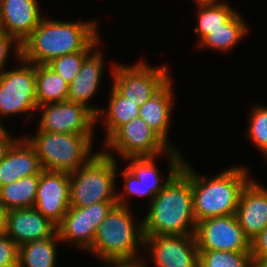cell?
<instances>
[{"label":"cell","instance_id":"obj_20","mask_svg":"<svg viewBox=\"0 0 267 267\" xmlns=\"http://www.w3.org/2000/svg\"><path fill=\"white\" fill-rule=\"evenodd\" d=\"M98 51L89 55L82 63L79 73L68 85V101L81 103L95 114L100 109L89 106L88 100L97 92L103 71V55Z\"/></svg>","mask_w":267,"mask_h":267},{"label":"cell","instance_id":"obj_5","mask_svg":"<svg viewBox=\"0 0 267 267\" xmlns=\"http://www.w3.org/2000/svg\"><path fill=\"white\" fill-rule=\"evenodd\" d=\"M117 164L104 150L95 153L70 176V207H87L100 202H117L114 183ZM76 177V178H75Z\"/></svg>","mask_w":267,"mask_h":267},{"label":"cell","instance_id":"obj_27","mask_svg":"<svg viewBox=\"0 0 267 267\" xmlns=\"http://www.w3.org/2000/svg\"><path fill=\"white\" fill-rule=\"evenodd\" d=\"M198 26L194 28L195 33L199 36L200 41L211 31L222 27L237 12L223 1L215 5L199 6Z\"/></svg>","mask_w":267,"mask_h":267},{"label":"cell","instance_id":"obj_29","mask_svg":"<svg viewBox=\"0 0 267 267\" xmlns=\"http://www.w3.org/2000/svg\"><path fill=\"white\" fill-rule=\"evenodd\" d=\"M99 42L100 39L97 36L83 51L55 58L47 65L69 84L79 73L83 61L91 54L94 47L96 49Z\"/></svg>","mask_w":267,"mask_h":267},{"label":"cell","instance_id":"obj_1","mask_svg":"<svg viewBox=\"0 0 267 267\" xmlns=\"http://www.w3.org/2000/svg\"><path fill=\"white\" fill-rule=\"evenodd\" d=\"M190 167L183 162L181 169L150 201L149 212L142 222L143 235H195Z\"/></svg>","mask_w":267,"mask_h":267},{"label":"cell","instance_id":"obj_25","mask_svg":"<svg viewBox=\"0 0 267 267\" xmlns=\"http://www.w3.org/2000/svg\"><path fill=\"white\" fill-rule=\"evenodd\" d=\"M57 241H61L58 232L45 240L20 245L18 267H55Z\"/></svg>","mask_w":267,"mask_h":267},{"label":"cell","instance_id":"obj_34","mask_svg":"<svg viewBox=\"0 0 267 267\" xmlns=\"http://www.w3.org/2000/svg\"><path fill=\"white\" fill-rule=\"evenodd\" d=\"M16 140H12L11 136L7 133L6 129L2 125L0 127V161L5 156L8 149Z\"/></svg>","mask_w":267,"mask_h":267},{"label":"cell","instance_id":"obj_37","mask_svg":"<svg viewBox=\"0 0 267 267\" xmlns=\"http://www.w3.org/2000/svg\"><path fill=\"white\" fill-rule=\"evenodd\" d=\"M251 267H267V256L252 257Z\"/></svg>","mask_w":267,"mask_h":267},{"label":"cell","instance_id":"obj_17","mask_svg":"<svg viewBox=\"0 0 267 267\" xmlns=\"http://www.w3.org/2000/svg\"><path fill=\"white\" fill-rule=\"evenodd\" d=\"M235 215L251 242L267 226V189L250 180L240 194Z\"/></svg>","mask_w":267,"mask_h":267},{"label":"cell","instance_id":"obj_35","mask_svg":"<svg viewBox=\"0 0 267 267\" xmlns=\"http://www.w3.org/2000/svg\"><path fill=\"white\" fill-rule=\"evenodd\" d=\"M110 264L112 267H145L143 262L139 260L135 261H104V264Z\"/></svg>","mask_w":267,"mask_h":267},{"label":"cell","instance_id":"obj_16","mask_svg":"<svg viewBox=\"0 0 267 267\" xmlns=\"http://www.w3.org/2000/svg\"><path fill=\"white\" fill-rule=\"evenodd\" d=\"M57 232V226L35 208L7 211L6 234L18 245L45 240Z\"/></svg>","mask_w":267,"mask_h":267},{"label":"cell","instance_id":"obj_4","mask_svg":"<svg viewBox=\"0 0 267 267\" xmlns=\"http://www.w3.org/2000/svg\"><path fill=\"white\" fill-rule=\"evenodd\" d=\"M117 194V204L98 226L91 251L103 261H135L144 247L143 226L134 225L125 196Z\"/></svg>","mask_w":267,"mask_h":267},{"label":"cell","instance_id":"obj_21","mask_svg":"<svg viewBox=\"0 0 267 267\" xmlns=\"http://www.w3.org/2000/svg\"><path fill=\"white\" fill-rule=\"evenodd\" d=\"M172 78L147 102L139 107V117L155 130L167 143L168 128L173 110Z\"/></svg>","mask_w":267,"mask_h":267},{"label":"cell","instance_id":"obj_28","mask_svg":"<svg viewBox=\"0 0 267 267\" xmlns=\"http://www.w3.org/2000/svg\"><path fill=\"white\" fill-rule=\"evenodd\" d=\"M251 252L199 250V267H251Z\"/></svg>","mask_w":267,"mask_h":267},{"label":"cell","instance_id":"obj_36","mask_svg":"<svg viewBox=\"0 0 267 267\" xmlns=\"http://www.w3.org/2000/svg\"><path fill=\"white\" fill-rule=\"evenodd\" d=\"M7 210L0 204V236L6 234Z\"/></svg>","mask_w":267,"mask_h":267},{"label":"cell","instance_id":"obj_22","mask_svg":"<svg viewBox=\"0 0 267 267\" xmlns=\"http://www.w3.org/2000/svg\"><path fill=\"white\" fill-rule=\"evenodd\" d=\"M40 174L20 178L0 187V204L11 209L34 208Z\"/></svg>","mask_w":267,"mask_h":267},{"label":"cell","instance_id":"obj_2","mask_svg":"<svg viewBox=\"0 0 267 267\" xmlns=\"http://www.w3.org/2000/svg\"><path fill=\"white\" fill-rule=\"evenodd\" d=\"M96 21L62 22L40 20L21 43V59L32 64H47L66 54L83 51L97 36Z\"/></svg>","mask_w":267,"mask_h":267},{"label":"cell","instance_id":"obj_15","mask_svg":"<svg viewBox=\"0 0 267 267\" xmlns=\"http://www.w3.org/2000/svg\"><path fill=\"white\" fill-rule=\"evenodd\" d=\"M70 176L66 172L40 174L34 208L58 226L70 208Z\"/></svg>","mask_w":267,"mask_h":267},{"label":"cell","instance_id":"obj_30","mask_svg":"<svg viewBox=\"0 0 267 267\" xmlns=\"http://www.w3.org/2000/svg\"><path fill=\"white\" fill-rule=\"evenodd\" d=\"M250 118L248 136L267 158V107H254Z\"/></svg>","mask_w":267,"mask_h":267},{"label":"cell","instance_id":"obj_6","mask_svg":"<svg viewBox=\"0 0 267 267\" xmlns=\"http://www.w3.org/2000/svg\"><path fill=\"white\" fill-rule=\"evenodd\" d=\"M24 137L34 148L45 171L71 173L94 154L92 135L38 131L36 137Z\"/></svg>","mask_w":267,"mask_h":267},{"label":"cell","instance_id":"obj_38","mask_svg":"<svg viewBox=\"0 0 267 267\" xmlns=\"http://www.w3.org/2000/svg\"><path fill=\"white\" fill-rule=\"evenodd\" d=\"M195 2H197L198 6H204V5H215L218 3H221V1H217V0H196Z\"/></svg>","mask_w":267,"mask_h":267},{"label":"cell","instance_id":"obj_24","mask_svg":"<svg viewBox=\"0 0 267 267\" xmlns=\"http://www.w3.org/2000/svg\"><path fill=\"white\" fill-rule=\"evenodd\" d=\"M110 104L106 112L100 109L96 120L102 115L106 119V140L121 126L139 117V103L122 96L114 87L110 90ZM106 112V113H105Z\"/></svg>","mask_w":267,"mask_h":267},{"label":"cell","instance_id":"obj_23","mask_svg":"<svg viewBox=\"0 0 267 267\" xmlns=\"http://www.w3.org/2000/svg\"><path fill=\"white\" fill-rule=\"evenodd\" d=\"M35 74L37 107L67 100L69 84L47 64L35 65Z\"/></svg>","mask_w":267,"mask_h":267},{"label":"cell","instance_id":"obj_13","mask_svg":"<svg viewBox=\"0 0 267 267\" xmlns=\"http://www.w3.org/2000/svg\"><path fill=\"white\" fill-rule=\"evenodd\" d=\"M117 202H100L87 207H70L57 226L61 241L91 249L98 226Z\"/></svg>","mask_w":267,"mask_h":267},{"label":"cell","instance_id":"obj_32","mask_svg":"<svg viewBox=\"0 0 267 267\" xmlns=\"http://www.w3.org/2000/svg\"><path fill=\"white\" fill-rule=\"evenodd\" d=\"M14 44L15 54L17 55L16 59L21 58V44L12 36L7 35L5 32L0 30V72L3 71L6 63L7 56L9 55V49L11 48V44Z\"/></svg>","mask_w":267,"mask_h":267},{"label":"cell","instance_id":"obj_33","mask_svg":"<svg viewBox=\"0 0 267 267\" xmlns=\"http://www.w3.org/2000/svg\"><path fill=\"white\" fill-rule=\"evenodd\" d=\"M252 257L267 256V226L251 241Z\"/></svg>","mask_w":267,"mask_h":267},{"label":"cell","instance_id":"obj_7","mask_svg":"<svg viewBox=\"0 0 267 267\" xmlns=\"http://www.w3.org/2000/svg\"><path fill=\"white\" fill-rule=\"evenodd\" d=\"M138 62L135 66L116 65L113 87L124 97L139 103V107L155 95L171 78L167 66L152 67ZM169 75V76H168Z\"/></svg>","mask_w":267,"mask_h":267},{"label":"cell","instance_id":"obj_3","mask_svg":"<svg viewBox=\"0 0 267 267\" xmlns=\"http://www.w3.org/2000/svg\"><path fill=\"white\" fill-rule=\"evenodd\" d=\"M246 167H233L205 179L190 167V183L196 222L236 214L240 194L251 180Z\"/></svg>","mask_w":267,"mask_h":267},{"label":"cell","instance_id":"obj_10","mask_svg":"<svg viewBox=\"0 0 267 267\" xmlns=\"http://www.w3.org/2000/svg\"><path fill=\"white\" fill-rule=\"evenodd\" d=\"M169 156V173L164 183H159L163 178L158 174L154 158L155 157H129V166L123 171L122 176L125 178V191L128 194L137 196H149L152 199L166 186L167 182L181 169L184 158L175 148L167 152Z\"/></svg>","mask_w":267,"mask_h":267},{"label":"cell","instance_id":"obj_9","mask_svg":"<svg viewBox=\"0 0 267 267\" xmlns=\"http://www.w3.org/2000/svg\"><path fill=\"white\" fill-rule=\"evenodd\" d=\"M19 61L25 63V66L0 72L1 117L38 110L35 64L29 63L28 65V62L23 61L21 58Z\"/></svg>","mask_w":267,"mask_h":267},{"label":"cell","instance_id":"obj_8","mask_svg":"<svg viewBox=\"0 0 267 267\" xmlns=\"http://www.w3.org/2000/svg\"><path fill=\"white\" fill-rule=\"evenodd\" d=\"M105 144L117 151L124 159L157 157L160 153H167L172 148V145L167 143L140 117L121 125L106 140Z\"/></svg>","mask_w":267,"mask_h":267},{"label":"cell","instance_id":"obj_31","mask_svg":"<svg viewBox=\"0 0 267 267\" xmlns=\"http://www.w3.org/2000/svg\"><path fill=\"white\" fill-rule=\"evenodd\" d=\"M19 246L7 235L0 236V267H18Z\"/></svg>","mask_w":267,"mask_h":267},{"label":"cell","instance_id":"obj_14","mask_svg":"<svg viewBox=\"0 0 267 267\" xmlns=\"http://www.w3.org/2000/svg\"><path fill=\"white\" fill-rule=\"evenodd\" d=\"M147 244L156 267H199L195 235L146 236L144 246Z\"/></svg>","mask_w":267,"mask_h":267},{"label":"cell","instance_id":"obj_18","mask_svg":"<svg viewBox=\"0 0 267 267\" xmlns=\"http://www.w3.org/2000/svg\"><path fill=\"white\" fill-rule=\"evenodd\" d=\"M39 10L36 0H0V30L21 44L43 18Z\"/></svg>","mask_w":267,"mask_h":267},{"label":"cell","instance_id":"obj_19","mask_svg":"<svg viewBox=\"0 0 267 267\" xmlns=\"http://www.w3.org/2000/svg\"><path fill=\"white\" fill-rule=\"evenodd\" d=\"M43 171L34 148L24 137L16 139L0 161V187Z\"/></svg>","mask_w":267,"mask_h":267},{"label":"cell","instance_id":"obj_12","mask_svg":"<svg viewBox=\"0 0 267 267\" xmlns=\"http://www.w3.org/2000/svg\"><path fill=\"white\" fill-rule=\"evenodd\" d=\"M37 108L43 109L38 131L93 135L96 114L81 103L66 100Z\"/></svg>","mask_w":267,"mask_h":267},{"label":"cell","instance_id":"obj_26","mask_svg":"<svg viewBox=\"0 0 267 267\" xmlns=\"http://www.w3.org/2000/svg\"><path fill=\"white\" fill-rule=\"evenodd\" d=\"M248 27L238 12L222 27L211 31L199 43L203 47L227 51L233 48L247 33Z\"/></svg>","mask_w":267,"mask_h":267},{"label":"cell","instance_id":"obj_11","mask_svg":"<svg viewBox=\"0 0 267 267\" xmlns=\"http://www.w3.org/2000/svg\"><path fill=\"white\" fill-rule=\"evenodd\" d=\"M195 237L198 250L251 251V242L245 236L235 214L197 222Z\"/></svg>","mask_w":267,"mask_h":267}]
</instances>
